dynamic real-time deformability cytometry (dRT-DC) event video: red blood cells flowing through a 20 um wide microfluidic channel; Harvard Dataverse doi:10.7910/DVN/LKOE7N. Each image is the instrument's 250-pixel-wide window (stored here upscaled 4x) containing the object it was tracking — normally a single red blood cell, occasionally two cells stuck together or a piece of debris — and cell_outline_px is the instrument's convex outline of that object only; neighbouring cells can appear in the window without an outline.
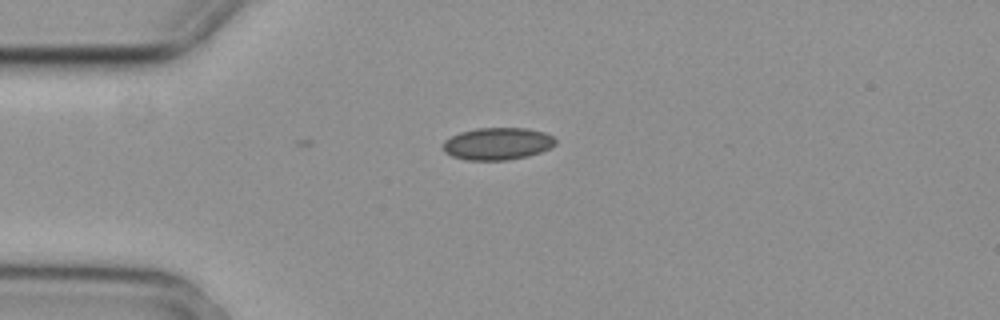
{"species": "common noctule bat (a hibernating species)", "species_latin": "Nyctalus noctula", "temperature_condition": "cold", "stored_images_in_passage": 5, "camera_frame_rate_fps": 3000, "um_per_image_px": 0.085, "animal": {"sex": "female", "body_mass_g": 29.2, "forearm_length_mm": 56.3}, "frame": {"image": 1, "passage_image": 1, "time_ms": 0.0, "image_size_px": [1000, 320], "cell_outline_px": [[556, 144], [552, 148], [528, 156], [508, 160], [468, 160], [452, 156], [444, 152], [444, 140], [460, 132], [476, 128], [528, 128], [544, 132], [552, 136], [556, 140]], "centroid_in_image_um": [42.32, 12.21], "position_along_channel_um": 42.7, "area_um2": 21.21}}
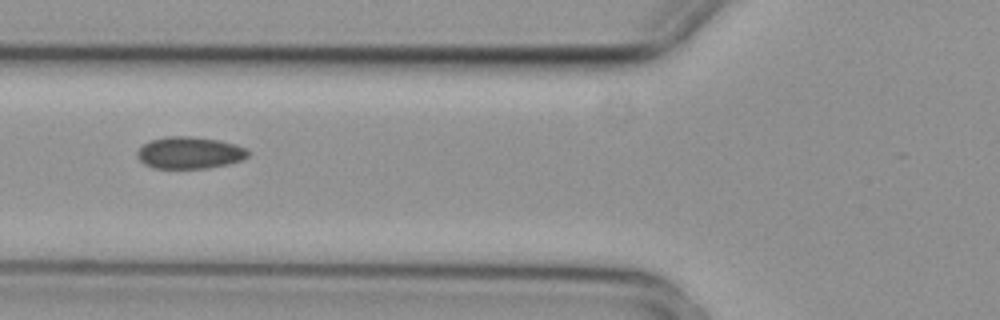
{"frame": {"image": 2, "passage_image": 3, "time_ms": 0.667, "image_size_px": [1000, 320], "cell_outline_px": [[248, 156], [240, 160], [228, 164], [208, 168], [152, 168], [144, 164], [136, 156], [136, 152], [144, 144], [152, 140], [168, 136], [192, 136], [220, 140], [236, 144], [244, 148], [248, 152]], "centroid_in_image_um": [16.1, 12.98], "position_along_channel_um": 109.7, "area_um2": 20.58}}
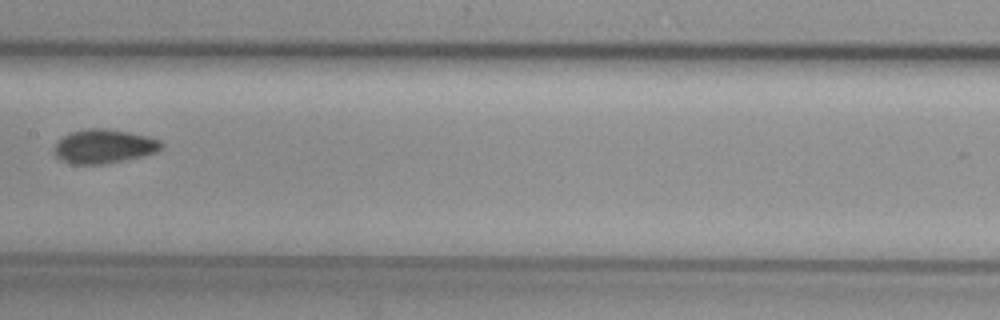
{"frame": {"image": 3, "passage_image": 5, "time_ms": 1.333, "image_size_px": [1000, 320], "cell_outline_px": [[164, 148], [156, 152], [124, 160], [104, 164], [72, 164], [60, 160], [52, 152], [52, 148], [64, 136], [72, 132], [88, 128], [108, 128], [148, 136], [160, 140], [164, 144]], "centroid_in_image_um": [8.83, 12.44], "position_along_channel_um": 198.6, "area_um2": 21.33}}